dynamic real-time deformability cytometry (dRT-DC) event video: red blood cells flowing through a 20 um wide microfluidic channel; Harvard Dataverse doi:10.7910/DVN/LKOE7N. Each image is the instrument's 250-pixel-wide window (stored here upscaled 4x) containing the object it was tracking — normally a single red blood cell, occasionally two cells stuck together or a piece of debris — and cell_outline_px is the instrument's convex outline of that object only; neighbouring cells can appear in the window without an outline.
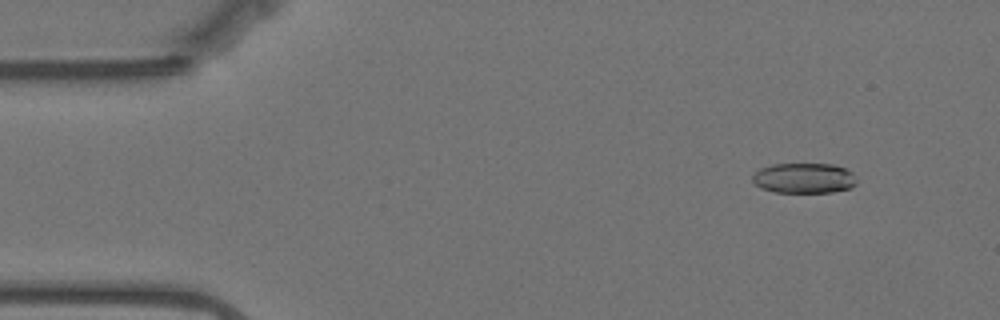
{"species": "Egyptian fruit bat (a non-hibernating species)", "species_latin": "Rousettus aegyptiacus", "temperature_condition": "warm", "stored_images_in_passage": 58, "camera_frame_rate_fps": 3000, "um_per_image_px": 0.085, "animal": {"sex": "female"}, "frame": {"image": 1, "passage_image": 6, "time_ms": 1.667, "image_size_px": [1000, 320], "cell_outline_px": [[856, 184], [848, 188], [832, 192], [776, 192], [760, 188], [752, 180], [752, 176], [760, 168], [772, 164], [832, 164], [844, 168], [852, 172], [856, 180]], "centroid_in_image_um": [68.32, 15.14], "position_along_channel_um": 16.7, "area_um2": 18.26}}
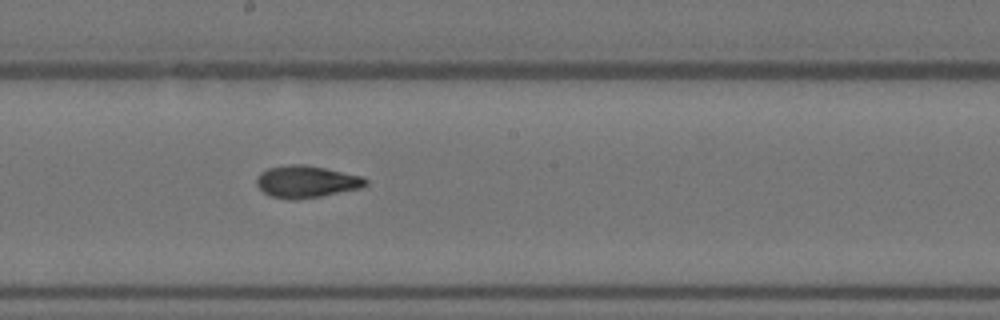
{"frame": {"image": 2, "passage_image": 31, "time_ms": 10.0, "image_size_px": [1000, 320], "cell_outline_px": [[368, 184], [360, 188], [320, 196], [296, 200], [288, 200], [268, 196], [256, 184], [256, 176], [260, 172], [268, 168], [288, 164], [304, 164], [364, 176], [368, 180]], "centroid_in_image_um": [26.02, 15.44], "position_along_channel_um": 222.2, "area_um2": 20.58}}
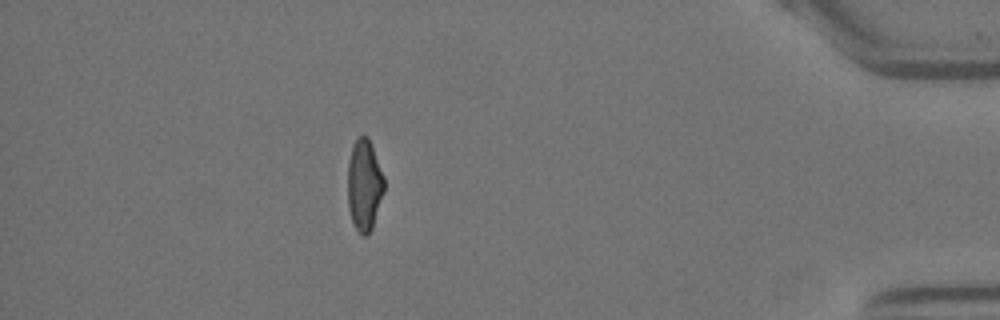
{"frame": {"image": 3, "passage_image": 51, "time_ms": 16.667, "image_size_px": [1000, 320], "cell_outline_px": [[384, 192], [372, 228], [368, 236], [364, 236], [352, 224], [348, 208], [348, 160], [352, 144], [360, 136], [368, 136], [372, 144], [384, 176]], "centroid_in_image_um": [30.96, 15.72], "position_along_channel_um": 404.2, "area_um2": 19.65}, "authors_computed_cell_mechanics": {"area_um2": 19.8254, "velocity_mm_per_s": 3.512, "shape_relaxation_time_tau1_ms": null, "shape_relaxation_time_tau2_ms": 2.1911, "deformation_change_tau1": null, "deformation_change_tau2": 0.0799}}